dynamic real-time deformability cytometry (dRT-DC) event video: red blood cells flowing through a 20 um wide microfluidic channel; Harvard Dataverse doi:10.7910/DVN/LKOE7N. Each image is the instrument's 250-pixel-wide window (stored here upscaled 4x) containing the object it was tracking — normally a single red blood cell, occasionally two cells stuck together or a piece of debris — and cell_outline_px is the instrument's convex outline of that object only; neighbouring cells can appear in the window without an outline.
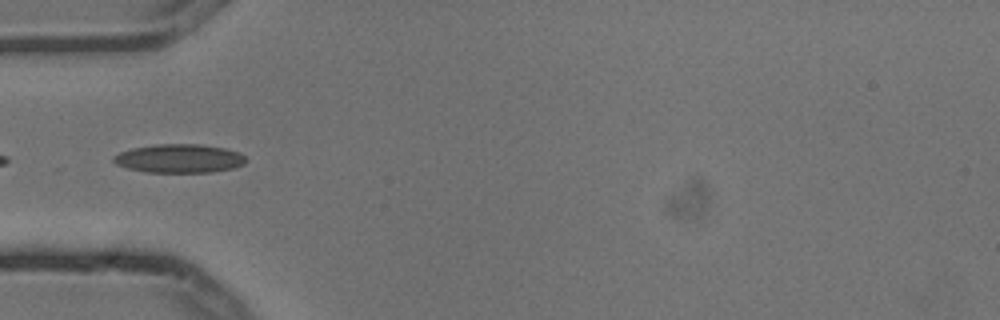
{"species": "common noctule bat (a hibernating species)", "species_latin": "Nyctalus noctula", "temperature_condition": "cold", "stored_images_in_passage": 9, "camera_frame_rate_fps": 3000, "um_per_image_px": 0.085, "animal": {"sex": "male", "body_mass_g": 13.3}, "frame": {"image": 1, "passage_image": 4, "time_ms": 1.0, "image_size_px": [1000, 320], "cell_outline_px": [[244, 164], [236, 168], [212, 172], [144, 172], [128, 168], [116, 164], [112, 160], [112, 156], [120, 152], [132, 148], [156, 144], [200, 144], [224, 148], [236, 152], [244, 156]], "centroid_in_image_um": [15.2, 13.47], "position_along_channel_um": 69.8, "area_um2": 22.08}}
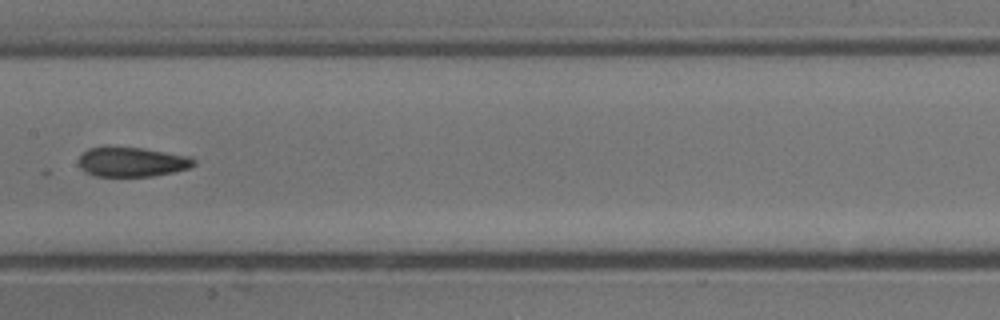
{"frame": {"image": 2, "passage_image": 7, "time_ms": 2.0, "image_size_px": [1000, 320], "cell_outline_px": [[196, 164], [188, 168], [172, 172], [152, 176], [96, 176], [80, 168], [80, 156], [88, 148], [108, 144], [140, 148], [192, 156], [196, 160]], "centroid_in_image_um": [11.21, 13.72], "position_along_channel_um": 196.2, "area_um2": 20.17}}
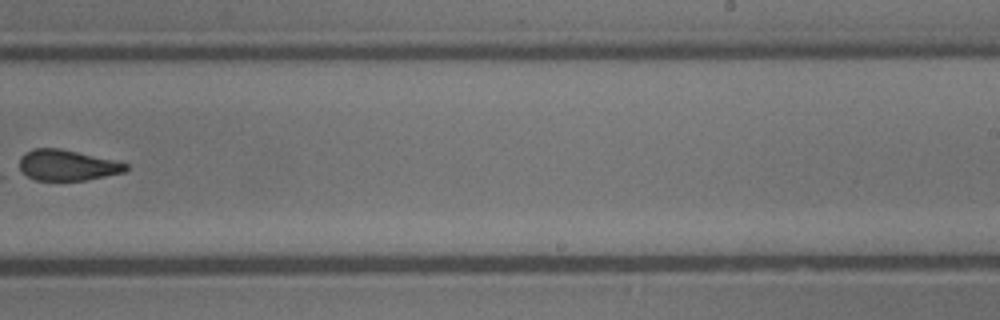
{"frame": {"image": 3, "passage_image": 9, "time_ms": 2.667, "image_size_px": [1000, 320], "cell_outline_px": [[128, 168], [124, 172], [84, 180], [36, 180], [20, 172], [20, 156], [24, 152], [32, 148], [60, 148], [112, 160], [128, 164]], "centroid_in_image_um": [5.65, 14.03], "position_along_channel_um": 283.3, "area_um2": 18.9}}